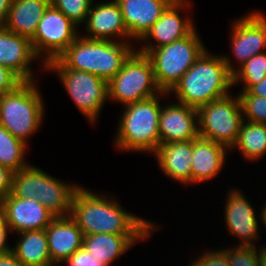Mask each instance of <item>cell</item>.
I'll use <instances>...</instances> for the list:
<instances>
[{
  "label": "cell",
  "mask_w": 266,
  "mask_h": 266,
  "mask_svg": "<svg viewBox=\"0 0 266 266\" xmlns=\"http://www.w3.org/2000/svg\"><path fill=\"white\" fill-rule=\"evenodd\" d=\"M46 68L58 71L65 89L88 120L94 122L108 97V82L92 73L60 68L53 60Z\"/></svg>",
  "instance_id": "cell-9"
},
{
  "label": "cell",
  "mask_w": 266,
  "mask_h": 266,
  "mask_svg": "<svg viewBox=\"0 0 266 266\" xmlns=\"http://www.w3.org/2000/svg\"><path fill=\"white\" fill-rule=\"evenodd\" d=\"M49 5L50 0H13L4 28L31 39Z\"/></svg>",
  "instance_id": "cell-23"
},
{
  "label": "cell",
  "mask_w": 266,
  "mask_h": 266,
  "mask_svg": "<svg viewBox=\"0 0 266 266\" xmlns=\"http://www.w3.org/2000/svg\"><path fill=\"white\" fill-rule=\"evenodd\" d=\"M259 256L261 260V265L266 266V248H263L262 251H259Z\"/></svg>",
  "instance_id": "cell-41"
},
{
  "label": "cell",
  "mask_w": 266,
  "mask_h": 266,
  "mask_svg": "<svg viewBox=\"0 0 266 266\" xmlns=\"http://www.w3.org/2000/svg\"><path fill=\"white\" fill-rule=\"evenodd\" d=\"M76 25L51 4L38 23L36 33L31 38L37 57L46 52L44 65L57 59L78 37ZM41 53V54H40Z\"/></svg>",
  "instance_id": "cell-10"
},
{
  "label": "cell",
  "mask_w": 266,
  "mask_h": 266,
  "mask_svg": "<svg viewBox=\"0 0 266 266\" xmlns=\"http://www.w3.org/2000/svg\"><path fill=\"white\" fill-rule=\"evenodd\" d=\"M129 43L78 36L55 60L60 68L92 73L109 82L134 51Z\"/></svg>",
  "instance_id": "cell-3"
},
{
  "label": "cell",
  "mask_w": 266,
  "mask_h": 266,
  "mask_svg": "<svg viewBox=\"0 0 266 266\" xmlns=\"http://www.w3.org/2000/svg\"><path fill=\"white\" fill-rule=\"evenodd\" d=\"M38 191V168L27 166L13 173L11 194L19 198L36 200Z\"/></svg>",
  "instance_id": "cell-28"
},
{
  "label": "cell",
  "mask_w": 266,
  "mask_h": 266,
  "mask_svg": "<svg viewBox=\"0 0 266 266\" xmlns=\"http://www.w3.org/2000/svg\"><path fill=\"white\" fill-rule=\"evenodd\" d=\"M0 213L4 216L10 233L32 230H45L55 219L41 202L28 198H19L11 193L0 202Z\"/></svg>",
  "instance_id": "cell-11"
},
{
  "label": "cell",
  "mask_w": 266,
  "mask_h": 266,
  "mask_svg": "<svg viewBox=\"0 0 266 266\" xmlns=\"http://www.w3.org/2000/svg\"><path fill=\"white\" fill-rule=\"evenodd\" d=\"M192 263L191 266H230L227 253L223 249L222 251L206 252L201 258Z\"/></svg>",
  "instance_id": "cell-34"
},
{
  "label": "cell",
  "mask_w": 266,
  "mask_h": 266,
  "mask_svg": "<svg viewBox=\"0 0 266 266\" xmlns=\"http://www.w3.org/2000/svg\"><path fill=\"white\" fill-rule=\"evenodd\" d=\"M78 188V186L67 185L38 168L36 200L56 217L70 216L72 197Z\"/></svg>",
  "instance_id": "cell-22"
},
{
  "label": "cell",
  "mask_w": 266,
  "mask_h": 266,
  "mask_svg": "<svg viewBox=\"0 0 266 266\" xmlns=\"http://www.w3.org/2000/svg\"><path fill=\"white\" fill-rule=\"evenodd\" d=\"M130 39L141 40L174 0H116Z\"/></svg>",
  "instance_id": "cell-16"
},
{
  "label": "cell",
  "mask_w": 266,
  "mask_h": 266,
  "mask_svg": "<svg viewBox=\"0 0 266 266\" xmlns=\"http://www.w3.org/2000/svg\"><path fill=\"white\" fill-rule=\"evenodd\" d=\"M26 146L0 125V165L8 167L13 172L27 167L28 164L24 162Z\"/></svg>",
  "instance_id": "cell-27"
},
{
  "label": "cell",
  "mask_w": 266,
  "mask_h": 266,
  "mask_svg": "<svg viewBox=\"0 0 266 266\" xmlns=\"http://www.w3.org/2000/svg\"><path fill=\"white\" fill-rule=\"evenodd\" d=\"M8 230H10L9 226L6 223L4 216L0 213V256L12 250L6 244Z\"/></svg>",
  "instance_id": "cell-37"
},
{
  "label": "cell",
  "mask_w": 266,
  "mask_h": 266,
  "mask_svg": "<svg viewBox=\"0 0 266 266\" xmlns=\"http://www.w3.org/2000/svg\"><path fill=\"white\" fill-rule=\"evenodd\" d=\"M225 208L228 231L241 238L243 242L239 245L253 246L251 239L258 238V222L252 205L234 189L229 193Z\"/></svg>",
  "instance_id": "cell-19"
},
{
  "label": "cell",
  "mask_w": 266,
  "mask_h": 266,
  "mask_svg": "<svg viewBox=\"0 0 266 266\" xmlns=\"http://www.w3.org/2000/svg\"><path fill=\"white\" fill-rule=\"evenodd\" d=\"M245 159L257 160L266 152V124L242 123L236 143Z\"/></svg>",
  "instance_id": "cell-26"
},
{
  "label": "cell",
  "mask_w": 266,
  "mask_h": 266,
  "mask_svg": "<svg viewBox=\"0 0 266 266\" xmlns=\"http://www.w3.org/2000/svg\"><path fill=\"white\" fill-rule=\"evenodd\" d=\"M160 94L153 65L146 54L133 51L123 63L121 70L108 82V98L126 104L135 103Z\"/></svg>",
  "instance_id": "cell-7"
},
{
  "label": "cell",
  "mask_w": 266,
  "mask_h": 266,
  "mask_svg": "<svg viewBox=\"0 0 266 266\" xmlns=\"http://www.w3.org/2000/svg\"><path fill=\"white\" fill-rule=\"evenodd\" d=\"M87 18L85 23L89 34L85 38L110 41L114 35L129 38L121 8L116 0L97 4L94 8L91 5Z\"/></svg>",
  "instance_id": "cell-18"
},
{
  "label": "cell",
  "mask_w": 266,
  "mask_h": 266,
  "mask_svg": "<svg viewBox=\"0 0 266 266\" xmlns=\"http://www.w3.org/2000/svg\"><path fill=\"white\" fill-rule=\"evenodd\" d=\"M37 58L31 39L0 28V64L22 81H34L29 64Z\"/></svg>",
  "instance_id": "cell-15"
},
{
  "label": "cell",
  "mask_w": 266,
  "mask_h": 266,
  "mask_svg": "<svg viewBox=\"0 0 266 266\" xmlns=\"http://www.w3.org/2000/svg\"><path fill=\"white\" fill-rule=\"evenodd\" d=\"M22 82L10 69L0 64V96L13 91Z\"/></svg>",
  "instance_id": "cell-35"
},
{
  "label": "cell",
  "mask_w": 266,
  "mask_h": 266,
  "mask_svg": "<svg viewBox=\"0 0 266 266\" xmlns=\"http://www.w3.org/2000/svg\"><path fill=\"white\" fill-rule=\"evenodd\" d=\"M161 107L159 118L160 144L191 141L199 136L197 109L183 103ZM196 119V120H195Z\"/></svg>",
  "instance_id": "cell-13"
},
{
  "label": "cell",
  "mask_w": 266,
  "mask_h": 266,
  "mask_svg": "<svg viewBox=\"0 0 266 266\" xmlns=\"http://www.w3.org/2000/svg\"><path fill=\"white\" fill-rule=\"evenodd\" d=\"M251 95L266 97V77L247 90Z\"/></svg>",
  "instance_id": "cell-40"
},
{
  "label": "cell",
  "mask_w": 266,
  "mask_h": 266,
  "mask_svg": "<svg viewBox=\"0 0 266 266\" xmlns=\"http://www.w3.org/2000/svg\"><path fill=\"white\" fill-rule=\"evenodd\" d=\"M233 53L242 66L251 57L263 53L266 47V17L259 12L251 13L235 21L232 27Z\"/></svg>",
  "instance_id": "cell-12"
},
{
  "label": "cell",
  "mask_w": 266,
  "mask_h": 266,
  "mask_svg": "<svg viewBox=\"0 0 266 266\" xmlns=\"http://www.w3.org/2000/svg\"><path fill=\"white\" fill-rule=\"evenodd\" d=\"M0 266H24L12 251L0 256Z\"/></svg>",
  "instance_id": "cell-38"
},
{
  "label": "cell",
  "mask_w": 266,
  "mask_h": 266,
  "mask_svg": "<svg viewBox=\"0 0 266 266\" xmlns=\"http://www.w3.org/2000/svg\"><path fill=\"white\" fill-rule=\"evenodd\" d=\"M50 4L77 26L86 21L92 0H50Z\"/></svg>",
  "instance_id": "cell-30"
},
{
  "label": "cell",
  "mask_w": 266,
  "mask_h": 266,
  "mask_svg": "<svg viewBox=\"0 0 266 266\" xmlns=\"http://www.w3.org/2000/svg\"><path fill=\"white\" fill-rule=\"evenodd\" d=\"M69 266H106L101 260L87 252L83 247L75 251L64 261Z\"/></svg>",
  "instance_id": "cell-33"
},
{
  "label": "cell",
  "mask_w": 266,
  "mask_h": 266,
  "mask_svg": "<svg viewBox=\"0 0 266 266\" xmlns=\"http://www.w3.org/2000/svg\"><path fill=\"white\" fill-rule=\"evenodd\" d=\"M226 56H211L205 50L170 92L180 103L195 109L223 98L233 85L236 69Z\"/></svg>",
  "instance_id": "cell-2"
},
{
  "label": "cell",
  "mask_w": 266,
  "mask_h": 266,
  "mask_svg": "<svg viewBox=\"0 0 266 266\" xmlns=\"http://www.w3.org/2000/svg\"><path fill=\"white\" fill-rule=\"evenodd\" d=\"M226 147L223 144L198 136L192 140V182L213 178L225 162Z\"/></svg>",
  "instance_id": "cell-20"
},
{
  "label": "cell",
  "mask_w": 266,
  "mask_h": 266,
  "mask_svg": "<svg viewBox=\"0 0 266 266\" xmlns=\"http://www.w3.org/2000/svg\"><path fill=\"white\" fill-rule=\"evenodd\" d=\"M158 164L165 174L184 184L192 182V140L160 144Z\"/></svg>",
  "instance_id": "cell-21"
},
{
  "label": "cell",
  "mask_w": 266,
  "mask_h": 266,
  "mask_svg": "<svg viewBox=\"0 0 266 266\" xmlns=\"http://www.w3.org/2000/svg\"><path fill=\"white\" fill-rule=\"evenodd\" d=\"M34 81H23L13 91L0 96V125L25 144L40 126L43 102Z\"/></svg>",
  "instance_id": "cell-5"
},
{
  "label": "cell",
  "mask_w": 266,
  "mask_h": 266,
  "mask_svg": "<svg viewBox=\"0 0 266 266\" xmlns=\"http://www.w3.org/2000/svg\"><path fill=\"white\" fill-rule=\"evenodd\" d=\"M261 218H262V221L264 222V224L266 225V207L262 211Z\"/></svg>",
  "instance_id": "cell-42"
},
{
  "label": "cell",
  "mask_w": 266,
  "mask_h": 266,
  "mask_svg": "<svg viewBox=\"0 0 266 266\" xmlns=\"http://www.w3.org/2000/svg\"><path fill=\"white\" fill-rule=\"evenodd\" d=\"M158 96L129 103L121 117L116 136L117 147L127 151L156 152L160 146Z\"/></svg>",
  "instance_id": "cell-4"
},
{
  "label": "cell",
  "mask_w": 266,
  "mask_h": 266,
  "mask_svg": "<svg viewBox=\"0 0 266 266\" xmlns=\"http://www.w3.org/2000/svg\"><path fill=\"white\" fill-rule=\"evenodd\" d=\"M13 171L0 165V202L11 193Z\"/></svg>",
  "instance_id": "cell-36"
},
{
  "label": "cell",
  "mask_w": 266,
  "mask_h": 266,
  "mask_svg": "<svg viewBox=\"0 0 266 266\" xmlns=\"http://www.w3.org/2000/svg\"><path fill=\"white\" fill-rule=\"evenodd\" d=\"M266 77V53H260L249 60H247L240 68L233 74V85L239 81H243L247 91L252 85L259 83Z\"/></svg>",
  "instance_id": "cell-29"
},
{
  "label": "cell",
  "mask_w": 266,
  "mask_h": 266,
  "mask_svg": "<svg viewBox=\"0 0 266 266\" xmlns=\"http://www.w3.org/2000/svg\"><path fill=\"white\" fill-rule=\"evenodd\" d=\"M224 250L227 253L230 266H262L255 246L239 245L237 248Z\"/></svg>",
  "instance_id": "cell-32"
},
{
  "label": "cell",
  "mask_w": 266,
  "mask_h": 266,
  "mask_svg": "<svg viewBox=\"0 0 266 266\" xmlns=\"http://www.w3.org/2000/svg\"><path fill=\"white\" fill-rule=\"evenodd\" d=\"M239 96L242 113L250 122L266 124V97L251 95L248 91Z\"/></svg>",
  "instance_id": "cell-31"
},
{
  "label": "cell",
  "mask_w": 266,
  "mask_h": 266,
  "mask_svg": "<svg viewBox=\"0 0 266 266\" xmlns=\"http://www.w3.org/2000/svg\"><path fill=\"white\" fill-rule=\"evenodd\" d=\"M70 217L84 236L97 233L150 235L154 225L123 210L117 201L78 188L71 201Z\"/></svg>",
  "instance_id": "cell-1"
},
{
  "label": "cell",
  "mask_w": 266,
  "mask_h": 266,
  "mask_svg": "<svg viewBox=\"0 0 266 266\" xmlns=\"http://www.w3.org/2000/svg\"><path fill=\"white\" fill-rule=\"evenodd\" d=\"M13 0H0V28H4Z\"/></svg>",
  "instance_id": "cell-39"
},
{
  "label": "cell",
  "mask_w": 266,
  "mask_h": 266,
  "mask_svg": "<svg viewBox=\"0 0 266 266\" xmlns=\"http://www.w3.org/2000/svg\"><path fill=\"white\" fill-rule=\"evenodd\" d=\"M149 235H115L97 233L84 236L82 247L106 266L125 253L138 239Z\"/></svg>",
  "instance_id": "cell-24"
},
{
  "label": "cell",
  "mask_w": 266,
  "mask_h": 266,
  "mask_svg": "<svg viewBox=\"0 0 266 266\" xmlns=\"http://www.w3.org/2000/svg\"><path fill=\"white\" fill-rule=\"evenodd\" d=\"M50 257L54 265L67 260L82 248L83 232L70 217H55L45 229Z\"/></svg>",
  "instance_id": "cell-17"
},
{
  "label": "cell",
  "mask_w": 266,
  "mask_h": 266,
  "mask_svg": "<svg viewBox=\"0 0 266 266\" xmlns=\"http://www.w3.org/2000/svg\"><path fill=\"white\" fill-rule=\"evenodd\" d=\"M199 136L232 148L244 121L239 96L227 95L197 109Z\"/></svg>",
  "instance_id": "cell-8"
},
{
  "label": "cell",
  "mask_w": 266,
  "mask_h": 266,
  "mask_svg": "<svg viewBox=\"0 0 266 266\" xmlns=\"http://www.w3.org/2000/svg\"><path fill=\"white\" fill-rule=\"evenodd\" d=\"M195 29L171 44L154 48L147 56L152 62L154 78L161 92L170 93L187 70L206 50Z\"/></svg>",
  "instance_id": "cell-6"
},
{
  "label": "cell",
  "mask_w": 266,
  "mask_h": 266,
  "mask_svg": "<svg viewBox=\"0 0 266 266\" xmlns=\"http://www.w3.org/2000/svg\"><path fill=\"white\" fill-rule=\"evenodd\" d=\"M12 252L24 266H55L50 257L45 230L24 231Z\"/></svg>",
  "instance_id": "cell-25"
},
{
  "label": "cell",
  "mask_w": 266,
  "mask_h": 266,
  "mask_svg": "<svg viewBox=\"0 0 266 266\" xmlns=\"http://www.w3.org/2000/svg\"><path fill=\"white\" fill-rule=\"evenodd\" d=\"M190 6L188 0H174L167 9L162 13L160 18L151 26L149 31L141 40H146L149 37L157 41V45L149 44L138 50L143 54H148L151 50L157 47L168 45L174 41L188 36L195 28L189 19H182L178 14V10Z\"/></svg>",
  "instance_id": "cell-14"
}]
</instances>
